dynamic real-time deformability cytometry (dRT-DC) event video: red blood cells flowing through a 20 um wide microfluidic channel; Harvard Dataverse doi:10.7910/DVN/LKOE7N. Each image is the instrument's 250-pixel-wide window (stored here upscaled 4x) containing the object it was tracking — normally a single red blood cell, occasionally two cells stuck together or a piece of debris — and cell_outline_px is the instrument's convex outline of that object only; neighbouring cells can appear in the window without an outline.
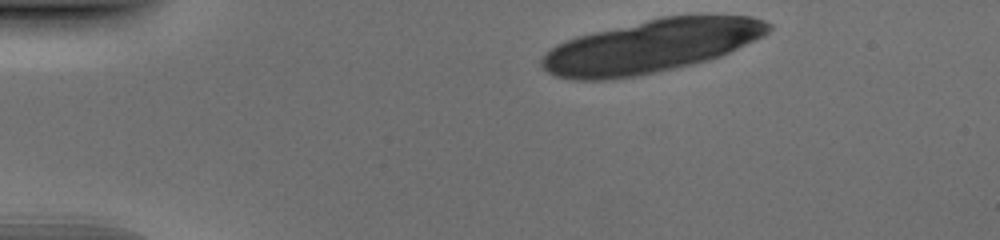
{"species": "human", "species_latin": "Homo sapiens", "temperature_condition": "cold", "stored_images_in_passage": 12, "camera_frame_rate_fps": 3000, "um_per_image_px": 0.085, "donor": {"sex": "male"}, "frame": {"image": 1, "passage_image": 1, "time_ms": 0.0, "image_size_px": [1000, 240], "cell_outline_px": [[772, 28], [764, 36], [720, 56], [708, 60], [676, 68], [636, 76], [604, 80], [572, 80], [556, 76], [548, 72], [540, 64], [540, 56], [544, 52], [556, 44], [564, 40], [576, 36], [660, 16], [752, 16], [764, 20], [772, 24]], "centroid_in_image_um": [55.3, 3.93], "position_along_channel_um": 29.7, "area_um2": 70.17}}